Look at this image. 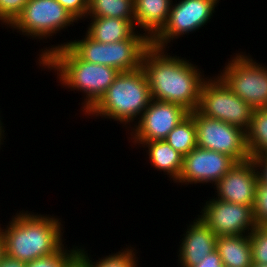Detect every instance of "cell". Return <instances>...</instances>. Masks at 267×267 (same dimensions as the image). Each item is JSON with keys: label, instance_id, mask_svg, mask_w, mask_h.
<instances>
[{"label": "cell", "instance_id": "obj_1", "mask_svg": "<svg viewBox=\"0 0 267 267\" xmlns=\"http://www.w3.org/2000/svg\"><path fill=\"white\" fill-rule=\"evenodd\" d=\"M152 44L142 58L152 99L182 106L189 113L199 106L201 89L208 77L198 65ZM204 77V78H203Z\"/></svg>", "mask_w": 267, "mask_h": 267}, {"label": "cell", "instance_id": "obj_2", "mask_svg": "<svg viewBox=\"0 0 267 267\" xmlns=\"http://www.w3.org/2000/svg\"><path fill=\"white\" fill-rule=\"evenodd\" d=\"M55 217L27 210L17 211L6 228L0 224L5 254L28 263L56 253L66 239L63 238L65 229L61 218Z\"/></svg>", "mask_w": 267, "mask_h": 267}, {"label": "cell", "instance_id": "obj_3", "mask_svg": "<svg viewBox=\"0 0 267 267\" xmlns=\"http://www.w3.org/2000/svg\"><path fill=\"white\" fill-rule=\"evenodd\" d=\"M54 70L61 87L83 92L84 114L101 98L120 73L117 69L82 60L68 45L53 49L39 64Z\"/></svg>", "mask_w": 267, "mask_h": 267}, {"label": "cell", "instance_id": "obj_4", "mask_svg": "<svg viewBox=\"0 0 267 267\" xmlns=\"http://www.w3.org/2000/svg\"><path fill=\"white\" fill-rule=\"evenodd\" d=\"M151 100L147 76L140 67L133 71L120 72L101 98L84 115L88 118L95 116L99 119L100 116L113 119L130 131Z\"/></svg>", "mask_w": 267, "mask_h": 267}, {"label": "cell", "instance_id": "obj_5", "mask_svg": "<svg viewBox=\"0 0 267 267\" xmlns=\"http://www.w3.org/2000/svg\"><path fill=\"white\" fill-rule=\"evenodd\" d=\"M139 32V33H138ZM57 45V46H56ZM50 45L40 50L37 65L55 48L68 45L82 60L113 67L119 72L133 71L141 67L143 54L151 45V40L140 31L129 39L113 43H100L86 33L81 40H70L61 44ZM51 47V48H50Z\"/></svg>", "mask_w": 267, "mask_h": 267}, {"label": "cell", "instance_id": "obj_6", "mask_svg": "<svg viewBox=\"0 0 267 267\" xmlns=\"http://www.w3.org/2000/svg\"><path fill=\"white\" fill-rule=\"evenodd\" d=\"M231 56L218 76L254 109L267 108V66L257 63L249 53L238 51Z\"/></svg>", "mask_w": 267, "mask_h": 267}, {"label": "cell", "instance_id": "obj_7", "mask_svg": "<svg viewBox=\"0 0 267 267\" xmlns=\"http://www.w3.org/2000/svg\"><path fill=\"white\" fill-rule=\"evenodd\" d=\"M197 110L204 116L219 119L247 131L254 108L234 94L217 75L208 77L204 82Z\"/></svg>", "mask_w": 267, "mask_h": 267}, {"label": "cell", "instance_id": "obj_8", "mask_svg": "<svg viewBox=\"0 0 267 267\" xmlns=\"http://www.w3.org/2000/svg\"><path fill=\"white\" fill-rule=\"evenodd\" d=\"M76 22L57 0H29L8 27L32 40H47Z\"/></svg>", "mask_w": 267, "mask_h": 267}, {"label": "cell", "instance_id": "obj_9", "mask_svg": "<svg viewBox=\"0 0 267 267\" xmlns=\"http://www.w3.org/2000/svg\"><path fill=\"white\" fill-rule=\"evenodd\" d=\"M163 29L151 40L153 46L169 48L173 40L205 27L215 13L220 0H174ZM172 40V41H171ZM168 46V47H167Z\"/></svg>", "mask_w": 267, "mask_h": 267}, {"label": "cell", "instance_id": "obj_10", "mask_svg": "<svg viewBox=\"0 0 267 267\" xmlns=\"http://www.w3.org/2000/svg\"><path fill=\"white\" fill-rule=\"evenodd\" d=\"M190 114L194 117L196 125L198 147L229 155L237 162L250 158L245 130L204 116L198 110Z\"/></svg>", "mask_w": 267, "mask_h": 267}, {"label": "cell", "instance_id": "obj_11", "mask_svg": "<svg viewBox=\"0 0 267 267\" xmlns=\"http://www.w3.org/2000/svg\"><path fill=\"white\" fill-rule=\"evenodd\" d=\"M189 112L182 106L152 99L141 118L130 129L131 142L139 147L144 142L165 140Z\"/></svg>", "mask_w": 267, "mask_h": 267}, {"label": "cell", "instance_id": "obj_12", "mask_svg": "<svg viewBox=\"0 0 267 267\" xmlns=\"http://www.w3.org/2000/svg\"><path fill=\"white\" fill-rule=\"evenodd\" d=\"M198 217L219 236L247 235L256 227L253 207L209 199Z\"/></svg>", "mask_w": 267, "mask_h": 267}, {"label": "cell", "instance_id": "obj_13", "mask_svg": "<svg viewBox=\"0 0 267 267\" xmlns=\"http://www.w3.org/2000/svg\"><path fill=\"white\" fill-rule=\"evenodd\" d=\"M236 163L229 155L197 146L183 156V167L176 184L215 185Z\"/></svg>", "mask_w": 267, "mask_h": 267}, {"label": "cell", "instance_id": "obj_14", "mask_svg": "<svg viewBox=\"0 0 267 267\" xmlns=\"http://www.w3.org/2000/svg\"><path fill=\"white\" fill-rule=\"evenodd\" d=\"M259 182L254 161L237 162L215 185L217 199L253 207Z\"/></svg>", "mask_w": 267, "mask_h": 267}, {"label": "cell", "instance_id": "obj_15", "mask_svg": "<svg viewBox=\"0 0 267 267\" xmlns=\"http://www.w3.org/2000/svg\"><path fill=\"white\" fill-rule=\"evenodd\" d=\"M178 247V267H194L216 250L215 233L199 218L189 222Z\"/></svg>", "mask_w": 267, "mask_h": 267}, {"label": "cell", "instance_id": "obj_16", "mask_svg": "<svg viewBox=\"0 0 267 267\" xmlns=\"http://www.w3.org/2000/svg\"><path fill=\"white\" fill-rule=\"evenodd\" d=\"M173 0H134V26L152 40L166 25Z\"/></svg>", "mask_w": 267, "mask_h": 267}, {"label": "cell", "instance_id": "obj_17", "mask_svg": "<svg viewBox=\"0 0 267 267\" xmlns=\"http://www.w3.org/2000/svg\"><path fill=\"white\" fill-rule=\"evenodd\" d=\"M91 19L86 34L100 43L119 42L129 39L137 29L134 19H118L109 17H86Z\"/></svg>", "mask_w": 267, "mask_h": 267}, {"label": "cell", "instance_id": "obj_18", "mask_svg": "<svg viewBox=\"0 0 267 267\" xmlns=\"http://www.w3.org/2000/svg\"><path fill=\"white\" fill-rule=\"evenodd\" d=\"M148 154L153 168L164 172L174 183L178 181L183 167V155L165 140L144 142L141 146ZM148 150H147V149Z\"/></svg>", "mask_w": 267, "mask_h": 267}, {"label": "cell", "instance_id": "obj_19", "mask_svg": "<svg viewBox=\"0 0 267 267\" xmlns=\"http://www.w3.org/2000/svg\"><path fill=\"white\" fill-rule=\"evenodd\" d=\"M216 250L224 267H251L252 265L249 234L219 236L216 238Z\"/></svg>", "mask_w": 267, "mask_h": 267}, {"label": "cell", "instance_id": "obj_20", "mask_svg": "<svg viewBox=\"0 0 267 267\" xmlns=\"http://www.w3.org/2000/svg\"><path fill=\"white\" fill-rule=\"evenodd\" d=\"M246 144L250 158L267 156V108L254 109Z\"/></svg>", "mask_w": 267, "mask_h": 267}, {"label": "cell", "instance_id": "obj_21", "mask_svg": "<svg viewBox=\"0 0 267 267\" xmlns=\"http://www.w3.org/2000/svg\"><path fill=\"white\" fill-rule=\"evenodd\" d=\"M165 141L183 156L197 147L196 125L189 113L167 135Z\"/></svg>", "mask_w": 267, "mask_h": 267}, {"label": "cell", "instance_id": "obj_22", "mask_svg": "<svg viewBox=\"0 0 267 267\" xmlns=\"http://www.w3.org/2000/svg\"><path fill=\"white\" fill-rule=\"evenodd\" d=\"M87 17L134 19V0H90Z\"/></svg>", "mask_w": 267, "mask_h": 267}, {"label": "cell", "instance_id": "obj_23", "mask_svg": "<svg viewBox=\"0 0 267 267\" xmlns=\"http://www.w3.org/2000/svg\"><path fill=\"white\" fill-rule=\"evenodd\" d=\"M137 250L132 248V246L127 248H122V250L105 255V257L98 258V260L92 261L93 267H140L138 257L136 254Z\"/></svg>", "mask_w": 267, "mask_h": 267}, {"label": "cell", "instance_id": "obj_24", "mask_svg": "<svg viewBox=\"0 0 267 267\" xmlns=\"http://www.w3.org/2000/svg\"><path fill=\"white\" fill-rule=\"evenodd\" d=\"M252 263L267 265V226H256L249 234Z\"/></svg>", "mask_w": 267, "mask_h": 267}, {"label": "cell", "instance_id": "obj_25", "mask_svg": "<svg viewBox=\"0 0 267 267\" xmlns=\"http://www.w3.org/2000/svg\"><path fill=\"white\" fill-rule=\"evenodd\" d=\"M78 246H72L69 249L66 246H62L56 253L37 258L28 262L26 267H66L67 259L78 249ZM67 248V249H66Z\"/></svg>", "mask_w": 267, "mask_h": 267}, {"label": "cell", "instance_id": "obj_26", "mask_svg": "<svg viewBox=\"0 0 267 267\" xmlns=\"http://www.w3.org/2000/svg\"><path fill=\"white\" fill-rule=\"evenodd\" d=\"M253 217L256 226H267V185L260 181L255 194Z\"/></svg>", "mask_w": 267, "mask_h": 267}, {"label": "cell", "instance_id": "obj_27", "mask_svg": "<svg viewBox=\"0 0 267 267\" xmlns=\"http://www.w3.org/2000/svg\"><path fill=\"white\" fill-rule=\"evenodd\" d=\"M29 0H0V24L8 26L24 9Z\"/></svg>", "mask_w": 267, "mask_h": 267}, {"label": "cell", "instance_id": "obj_28", "mask_svg": "<svg viewBox=\"0 0 267 267\" xmlns=\"http://www.w3.org/2000/svg\"><path fill=\"white\" fill-rule=\"evenodd\" d=\"M77 21L87 17L89 2L87 0H57Z\"/></svg>", "mask_w": 267, "mask_h": 267}, {"label": "cell", "instance_id": "obj_29", "mask_svg": "<svg viewBox=\"0 0 267 267\" xmlns=\"http://www.w3.org/2000/svg\"><path fill=\"white\" fill-rule=\"evenodd\" d=\"M88 250L79 247L68 259L66 267H93L91 255Z\"/></svg>", "mask_w": 267, "mask_h": 267}, {"label": "cell", "instance_id": "obj_30", "mask_svg": "<svg viewBox=\"0 0 267 267\" xmlns=\"http://www.w3.org/2000/svg\"><path fill=\"white\" fill-rule=\"evenodd\" d=\"M257 169L259 181L267 185V156L251 158Z\"/></svg>", "mask_w": 267, "mask_h": 267}, {"label": "cell", "instance_id": "obj_31", "mask_svg": "<svg viewBox=\"0 0 267 267\" xmlns=\"http://www.w3.org/2000/svg\"><path fill=\"white\" fill-rule=\"evenodd\" d=\"M194 267H224L217 250H214Z\"/></svg>", "mask_w": 267, "mask_h": 267}, {"label": "cell", "instance_id": "obj_32", "mask_svg": "<svg viewBox=\"0 0 267 267\" xmlns=\"http://www.w3.org/2000/svg\"><path fill=\"white\" fill-rule=\"evenodd\" d=\"M26 264V262L12 258L5 254L0 262V267H26Z\"/></svg>", "mask_w": 267, "mask_h": 267}, {"label": "cell", "instance_id": "obj_33", "mask_svg": "<svg viewBox=\"0 0 267 267\" xmlns=\"http://www.w3.org/2000/svg\"><path fill=\"white\" fill-rule=\"evenodd\" d=\"M4 255H5V245H4L3 234L0 231V262Z\"/></svg>", "mask_w": 267, "mask_h": 267}, {"label": "cell", "instance_id": "obj_34", "mask_svg": "<svg viewBox=\"0 0 267 267\" xmlns=\"http://www.w3.org/2000/svg\"><path fill=\"white\" fill-rule=\"evenodd\" d=\"M1 117V116H0ZM2 118H0V149H1V145L3 144L4 140H5V128H3V123L1 121ZM3 141V142H2Z\"/></svg>", "mask_w": 267, "mask_h": 267}, {"label": "cell", "instance_id": "obj_35", "mask_svg": "<svg viewBox=\"0 0 267 267\" xmlns=\"http://www.w3.org/2000/svg\"><path fill=\"white\" fill-rule=\"evenodd\" d=\"M251 267H267L266 264H256V263H252Z\"/></svg>", "mask_w": 267, "mask_h": 267}]
</instances>
